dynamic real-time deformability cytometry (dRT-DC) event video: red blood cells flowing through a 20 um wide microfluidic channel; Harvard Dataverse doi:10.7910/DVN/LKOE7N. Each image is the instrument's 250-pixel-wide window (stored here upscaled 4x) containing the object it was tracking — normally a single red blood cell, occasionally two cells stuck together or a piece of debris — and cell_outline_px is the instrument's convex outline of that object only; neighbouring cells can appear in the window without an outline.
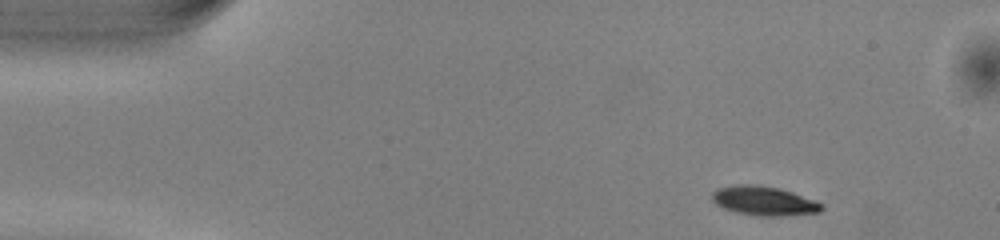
{"species": "common noctule bat (a hibernating species)", "species_latin": "Nyctalus noctula", "temperature_condition": "warm", "stored_images_in_passage": 45, "camera_frame_rate_fps": 3000, "um_per_image_px": 0.085, "animal": {"sex": "male", "body_mass_g": 13.0, "forearm_length_mm": 53.1}, "frame": {"image": 1, "passage_image": 1, "time_ms": 0.0, "image_size_px": [1000, 240], "cell_outline_px": [[824, 208], [820, 212], [780, 216], [756, 216], [736, 212], [724, 208], [716, 204], [712, 200], [712, 192], [716, 188], [732, 184], [756, 184], [780, 188], [792, 192], [824, 204]], "centroid_in_image_um": [64.91, 17.06], "position_along_channel_um": 20.1, "area_um2": 18.84}}
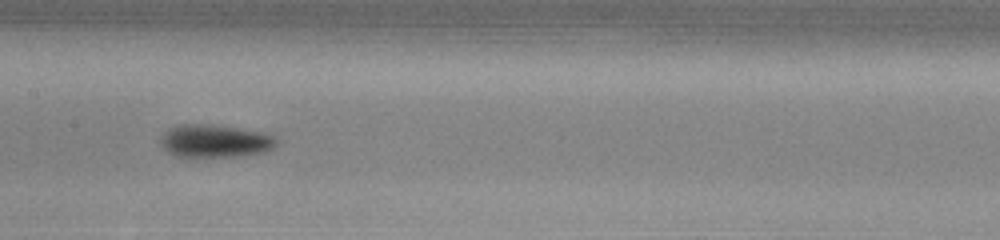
{"frame": {"image": 2, "passage_image": 20, "time_ms": 6.333, "image_size_px": [1000, 240], "cell_outline_px": [[276, 144], [272, 148], [264, 152], [244, 156], [176, 156], [168, 152], [160, 144], [160, 136], [168, 128], [180, 124], [212, 124], [264, 132], [272, 136], [276, 140]], "centroid_in_image_um": [18.24, 11.97], "position_along_channel_um": 189.2, "area_um2": 22.2}}
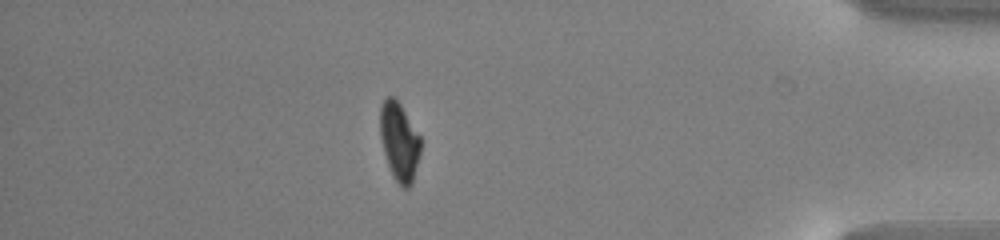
{"frame": {"image": 3, "passage_image": 39, "time_ms": 12.667, "image_size_px": [1000, 240], "cell_outline_px": [[420, 152], [412, 184], [408, 188], [404, 188], [392, 176], [384, 152], [380, 136], [380, 108], [384, 100], [388, 96], [392, 96], [400, 104], [420, 136]], "centroid_in_image_um": [33.93, 12.04], "position_along_channel_um": 401.3, "area_um2": 18.21}, "authors_computed_cell_mechanics": {"area_um2": 19.9988, "velocity_mm_per_s": 4.0518, "shape_relaxation_time_tau1_ms": 1.6001, "shape_relaxation_time_tau2_ms": null, "deformation_change_tau1": 0.129, "deformation_change_tau2": null}}